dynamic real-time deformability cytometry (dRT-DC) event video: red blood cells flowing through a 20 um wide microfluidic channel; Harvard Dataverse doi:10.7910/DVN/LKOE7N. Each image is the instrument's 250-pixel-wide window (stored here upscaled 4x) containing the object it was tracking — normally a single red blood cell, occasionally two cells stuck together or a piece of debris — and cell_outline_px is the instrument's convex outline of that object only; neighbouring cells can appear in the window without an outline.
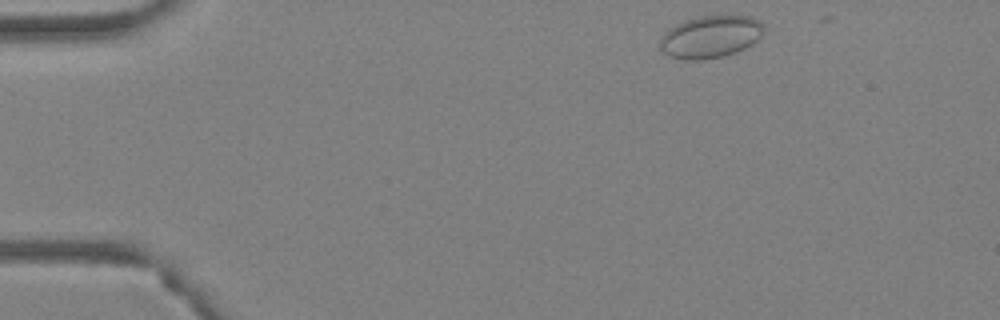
{"species": "Egyptian fruit bat (a non-hibernating species)", "species_latin": "Rousettus aegyptiacus", "temperature_condition": "warm", "stored_images_in_passage": 27, "camera_frame_rate_fps": 3000, "um_per_image_px": 0.085, "animal": {"sex": "female"}, "frame": {"image": 1, "passage_image": 1, "time_ms": 0.0, "image_size_px": [1000, 320], "cell_outline_px": [[764, 32], [752, 44], [736, 52], [724, 56], [700, 60], [684, 60], [668, 56], [660, 48], [660, 36], [668, 28], [684, 20], [700, 16], [752, 16], [760, 20], [764, 28]], "centroid_in_image_um": [60.37, 3.12], "position_along_channel_um": 24.6, "area_um2": 25.78}}
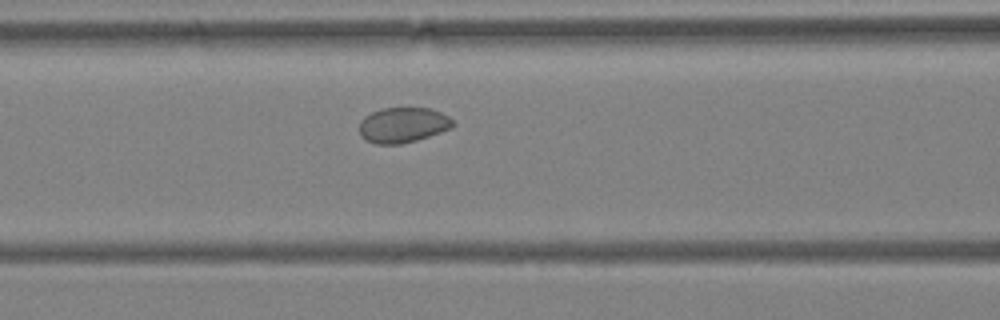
{"frame": {"image": 2, "passage_image": 16, "time_ms": 5.0, "image_size_px": [1000, 320], "cell_outline_px": [[456, 124], [452, 128], [416, 140], [400, 144], [376, 144], [360, 136], [360, 120], [364, 116], [380, 108], [428, 108], [440, 112], [448, 116]], "centroid_in_image_um": [34.24, 10.62], "position_along_channel_um": 132.4, "area_um2": 19.19}}
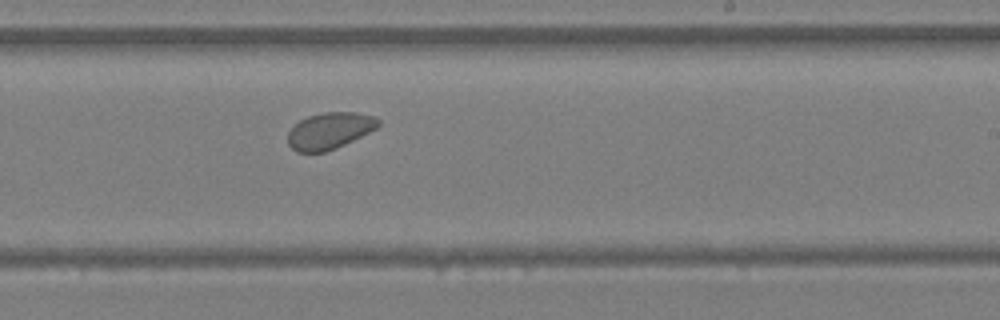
{"frame": {"image": 3, "passage_image": 26, "time_ms": 8.333, "image_size_px": [1000, 320], "cell_outline_px": [[380, 124], [376, 128], [336, 148], [324, 152], [296, 152], [288, 144], [288, 132], [300, 120], [308, 116], [324, 112], [356, 112], [376, 116], [380, 120]], "centroid_in_image_um": [28.02, 11.1], "position_along_channel_um": 261.0, "area_um2": 19.13}}